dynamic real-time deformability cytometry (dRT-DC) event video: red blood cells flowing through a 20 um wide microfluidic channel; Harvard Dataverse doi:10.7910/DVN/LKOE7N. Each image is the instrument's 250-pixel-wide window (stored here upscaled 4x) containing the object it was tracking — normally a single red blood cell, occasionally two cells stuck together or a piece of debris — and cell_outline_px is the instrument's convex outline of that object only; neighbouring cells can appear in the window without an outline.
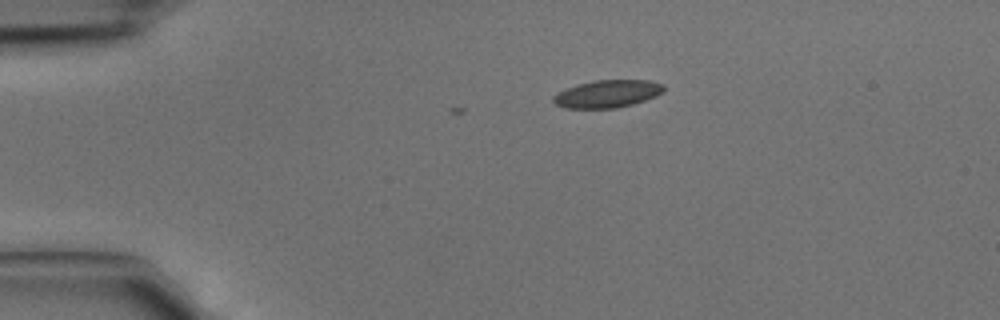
{"species": "common noctule bat (a hibernating species)", "species_latin": "Nyctalus noctula", "temperature_condition": "cold", "stored_images_in_passage": 2, "camera_frame_rate_fps": 3000, "um_per_image_px": 0.085, "animal": {"sex": "male", "body_mass_g": 15.6}, "frame": {"image": 1, "passage_image": 1, "time_ms": 0.0, "image_size_px": [1000, 320], "cell_outline_px": [[664, 92], [656, 96], [632, 104], [616, 108], [564, 108], [556, 104], [552, 100], [552, 96], [576, 84], [592, 80], [648, 80], [664, 84]], "centroid_in_image_um": [51.64, 7.97], "position_along_channel_um": 33.4, "area_um2": 17.74}}